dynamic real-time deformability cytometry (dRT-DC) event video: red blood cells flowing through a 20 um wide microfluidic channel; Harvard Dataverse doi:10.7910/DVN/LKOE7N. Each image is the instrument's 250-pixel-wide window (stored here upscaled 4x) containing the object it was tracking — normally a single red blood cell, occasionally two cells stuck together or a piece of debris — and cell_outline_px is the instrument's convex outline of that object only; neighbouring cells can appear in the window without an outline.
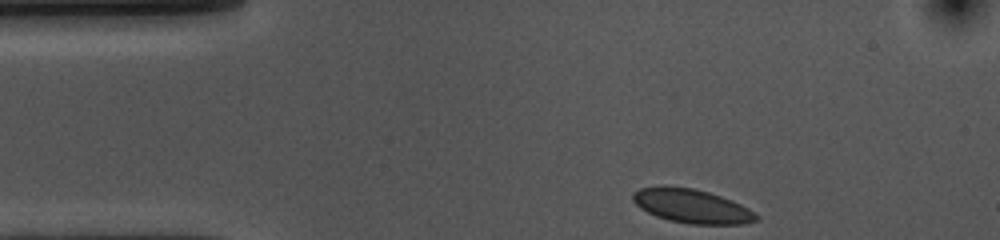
{"species": "common noctule bat (a hibernating species)", "species_latin": "Nyctalus noctula", "temperature_condition": "cold", "stored_images_in_passage": 36, "camera_frame_rate_fps": 3000, "um_per_image_px": 0.085, "animal": {"sex": "female", "body_mass_g": 10.0, "forearm_length_mm": 53.1}, "frame": {"image": 1, "passage_image": 1, "time_ms": 0.0, "image_size_px": [1000, 240], "cell_outline_px": [[760, 220], [744, 224], [692, 224], [672, 220], [656, 216], [640, 208], [632, 200], [632, 192], [640, 188], [664, 184], [692, 188], [708, 192], [732, 200], [748, 208], [760, 216]], "centroid_in_image_um": [58.79, 17.5], "position_along_channel_um": 26.2, "area_um2": 24.62}}
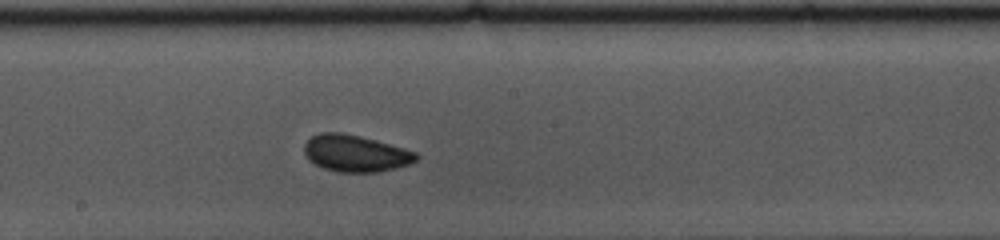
{"frame": {"image": 2, "passage_image": 21, "time_ms": 6.667, "image_size_px": [1000, 240], "cell_outline_px": [[420, 156], [416, 160], [408, 164], [396, 168], [376, 172], [336, 172], [324, 168], [308, 160], [304, 152], [304, 144], [312, 136], [320, 132], [340, 132], [360, 136], [404, 148], [416, 152]], "centroid_in_image_um": [30.2, 13.03], "position_along_channel_um": 218.0, "area_um2": 23.93}}
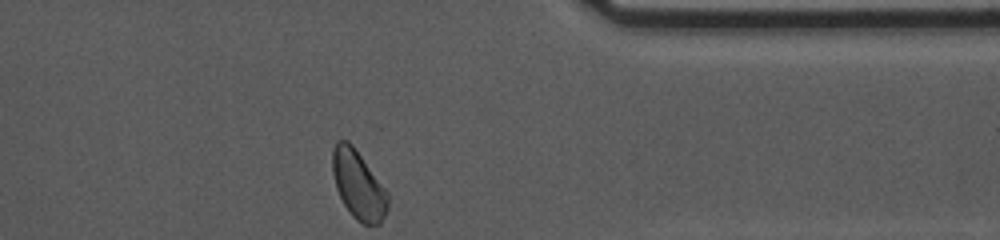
{"frame": {"image": 3, "passage_image": 36, "time_ms": 11.667, "image_size_px": [1000, 240], "cell_outline_px": [[388, 208], [380, 224], [364, 224], [356, 220], [352, 216], [344, 204], [336, 188], [332, 172], [332, 148], [336, 140], [348, 140], [352, 144], [388, 192]], "centroid_in_image_um": [30.44, 15.7], "position_along_channel_um": 381.0, "area_um2": 22.08}, "authors_computed_cell_mechanics": {"area_um2": 23.4379, "velocity_mm_per_s": 3.5713, "shape_relaxation_time_tau1_ms": 2.1176, "shape_relaxation_time_tau2_ms": null, "deformation_change_tau1": 0.053, "deformation_change_tau2": null}}